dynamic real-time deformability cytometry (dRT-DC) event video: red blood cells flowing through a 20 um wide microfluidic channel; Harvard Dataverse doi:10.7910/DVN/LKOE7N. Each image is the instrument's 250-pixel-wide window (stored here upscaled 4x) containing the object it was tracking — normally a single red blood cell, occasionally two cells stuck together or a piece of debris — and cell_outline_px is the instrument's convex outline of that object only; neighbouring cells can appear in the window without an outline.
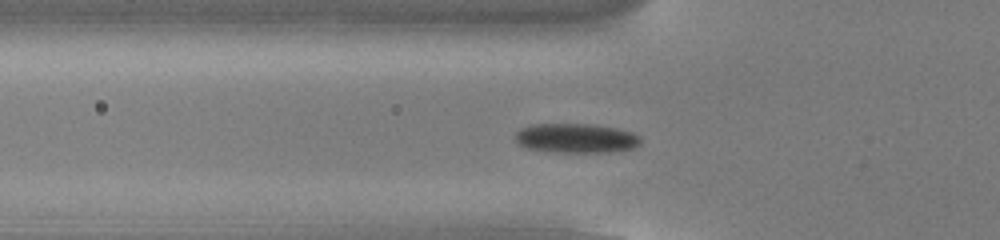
{"species": "common noctule bat (a hibernating species)", "species_latin": "Nyctalus noctula", "temperature_condition": "cold", "stored_images_in_passage": 51, "camera_frame_rate_fps": 3000, "um_per_image_px": 0.085, "animal": {"sex": "male", "body_mass_g": 13.0, "forearm_length_mm": 53.1}, "frame": {"image": 1, "passage_image": 16, "time_ms": 5.0, "image_size_px": [1000, 240], "cell_outline_px": [[640, 144], [636, 148], [612, 152], [556, 152], [524, 148], [516, 140], [516, 132], [520, 128], [532, 124], [588, 124], [616, 128], [632, 132], [640, 136]], "centroid_in_image_um": [48.98, 11.75], "position_along_channel_um": 76.8, "area_um2": 21.62}}
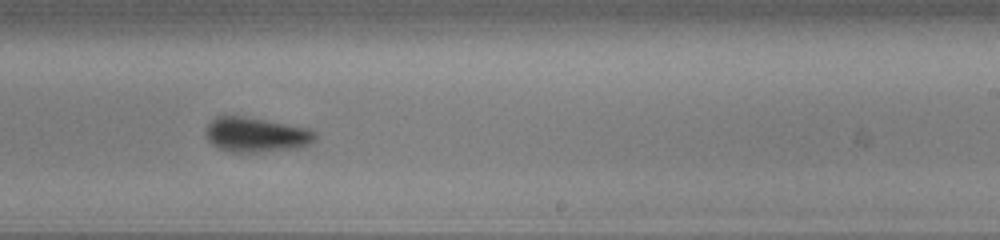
{"frame": {"image": 2, "passage_image": 31, "time_ms": 10.0, "image_size_px": [1000, 240], "cell_outline_px": [[316, 140], [300, 148], [256, 152], [228, 152], [216, 148], [204, 136], [208, 124], [216, 116], [240, 116], [264, 120], [308, 128], [316, 132]], "centroid_in_image_um": [21.74, 11.47], "position_along_channel_um": 267.3, "area_um2": 22.2}}
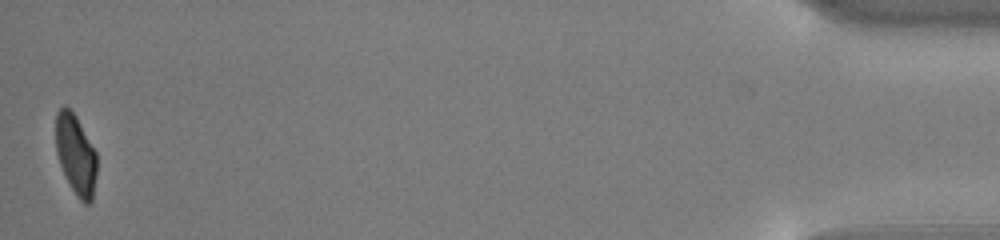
{"frame": {"image": 3, "passage_image": 51, "time_ms": 16.667, "image_size_px": [1000, 240], "cell_outline_px": [[96, 176], [92, 200], [88, 204], [84, 204], [76, 196], [60, 164], [56, 152], [56, 112], [64, 104], [76, 116], [96, 152]], "centroid_in_image_um": [6.44, 13.14], "position_along_channel_um": 428.8, "area_um2": 18.96}, "authors_computed_cell_mechanics": {"area_um2": 21.2704, "velocity_mm_per_s": 3.8076, "shape_relaxation_time_tau1_ms": 2.4171, "shape_relaxation_time_tau2_ms": 5.0528, "deformation_change_tau1": 0.1107, "deformation_change_tau2": 0.0942}}